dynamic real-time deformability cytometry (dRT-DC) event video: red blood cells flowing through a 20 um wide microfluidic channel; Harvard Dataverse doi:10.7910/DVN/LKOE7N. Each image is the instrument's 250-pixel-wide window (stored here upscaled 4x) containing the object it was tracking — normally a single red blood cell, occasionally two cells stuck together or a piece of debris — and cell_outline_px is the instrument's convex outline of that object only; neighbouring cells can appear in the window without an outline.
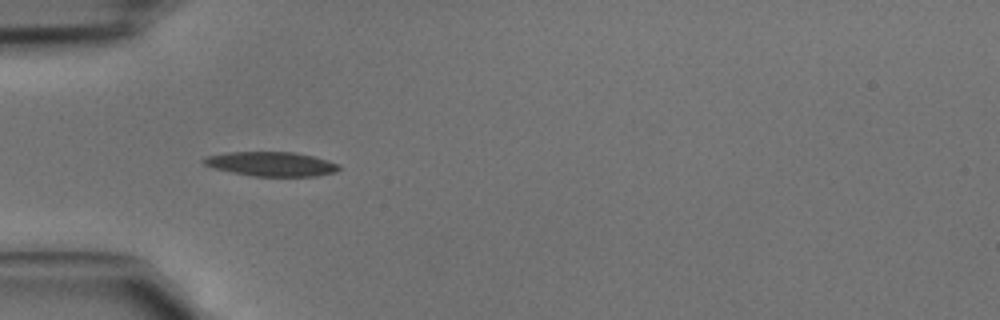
{"species": "common noctule bat (a hibernating species)", "species_latin": "Nyctalus noctula", "temperature_condition": "cold", "stored_images_in_passage": 32, "camera_frame_rate_fps": 3000, "um_per_image_px": 0.085, "animal": {"sex": "male", "body_mass_g": 15.6}, "frame": {"image": 1, "passage_image": 1, "time_ms": 0.0, "image_size_px": [1000, 320], "cell_outline_px": [[340, 168], [336, 172], [316, 176], [252, 176], [212, 168], [204, 164], [200, 160], [208, 156], [228, 152], [296, 152], [328, 160], [340, 164]], "centroid_in_image_um": [23.06, 13.94], "position_along_channel_um": 61.9, "area_um2": 19.25}}
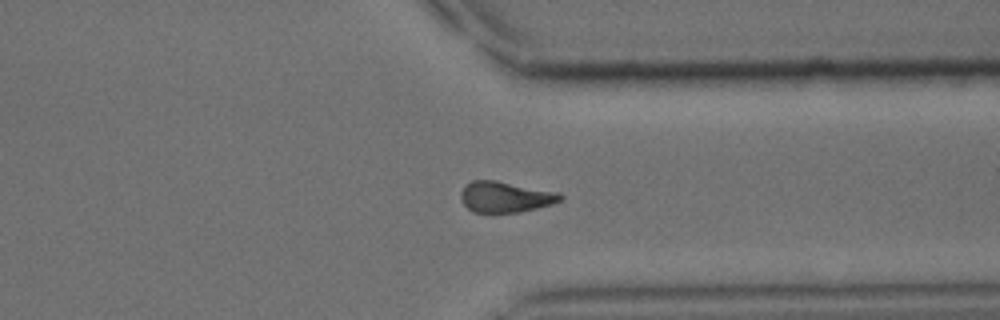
{"frame": {"image": 2, "passage_image": 22, "time_ms": 7.0, "image_size_px": [1000, 320], "cell_outline_px": [[564, 196], [560, 200], [552, 204], [520, 212], [472, 212], [460, 200], [460, 192], [464, 184], [472, 180], [496, 180], [556, 192]], "centroid_in_image_um": [42.89, 16.73], "position_along_channel_um": 368.5, "area_um2": 17.86}}
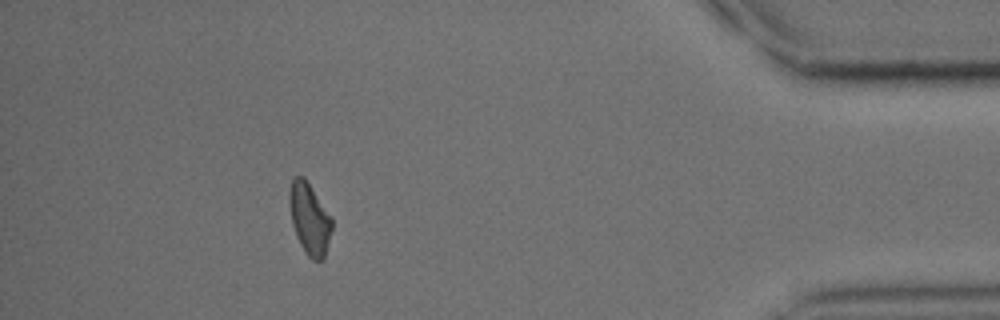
{"frame": {"image": 3, "passage_image": 28, "time_ms": 9.0, "image_size_px": [1000, 320], "cell_outline_px": [[332, 228], [324, 260], [312, 260], [308, 256], [300, 244], [296, 236], [292, 224], [288, 204], [288, 192], [292, 180], [296, 176], [304, 176], [332, 216]], "centroid_in_image_um": [26.3, 18.58], "position_along_channel_um": 408.9, "area_um2": 17.98}}